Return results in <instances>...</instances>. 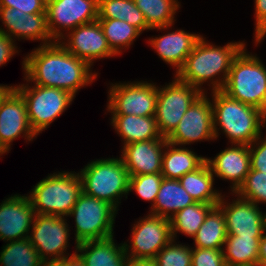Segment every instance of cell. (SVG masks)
Listing matches in <instances>:
<instances>
[{
    "label": "cell",
    "mask_w": 266,
    "mask_h": 266,
    "mask_svg": "<svg viewBox=\"0 0 266 266\" xmlns=\"http://www.w3.org/2000/svg\"><path fill=\"white\" fill-rule=\"evenodd\" d=\"M59 43L91 66L97 59L117 56L109 47L98 20L70 30L62 36Z\"/></svg>",
    "instance_id": "15"
},
{
    "label": "cell",
    "mask_w": 266,
    "mask_h": 266,
    "mask_svg": "<svg viewBox=\"0 0 266 266\" xmlns=\"http://www.w3.org/2000/svg\"><path fill=\"white\" fill-rule=\"evenodd\" d=\"M16 53L18 50L15 41L5 33L0 32V66L2 67L11 60Z\"/></svg>",
    "instance_id": "42"
},
{
    "label": "cell",
    "mask_w": 266,
    "mask_h": 266,
    "mask_svg": "<svg viewBox=\"0 0 266 266\" xmlns=\"http://www.w3.org/2000/svg\"><path fill=\"white\" fill-rule=\"evenodd\" d=\"M246 46L234 58L222 91L242 103L260 108L266 94V66Z\"/></svg>",
    "instance_id": "6"
},
{
    "label": "cell",
    "mask_w": 266,
    "mask_h": 266,
    "mask_svg": "<svg viewBox=\"0 0 266 266\" xmlns=\"http://www.w3.org/2000/svg\"><path fill=\"white\" fill-rule=\"evenodd\" d=\"M127 266H158L154 259H129Z\"/></svg>",
    "instance_id": "45"
},
{
    "label": "cell",
    "mask_w": 266,
    "mask_h": 266,
    "mask_svg": "<svg viewBox=\"0 0 266 266\" xmlns=\"http://www.w3.org/2000/svg\"><path fill=\"white\" fill-rule=\"evenodd\" d=\"M113 237L85 241L77 244L76 252L84 260L86 266H127L129 259L123 243L117 245Z\"/></svg>",
    "instance_id": "23"
},
{
    "label": "cell",
    "mask_w": 266,
    "mask_h": 266,
    "mask_svg": "<svg viewBox=\"0 0 266 266\" xmlns=\"http://www.w3.org/2000/svg\"><path fill=\"white\" fill-rule=\"evenodd\" d=\"M227 238L226 223L222 210L214 206L193 238L198 248L223 249Z\"/></svg>",
    "instance_id": "29"
},
{
    "label": "cell",
    "mask_w": 266,
    "mask_h": 266,
    "mask_svg": "<svg viewBox=\"0 0 266 266\" xmlns=\"http://www.w3.org/2000/svg\"><path fill=\"white\" fill-rule=\"evenodd\" d=\"M35 214L27 195L6 198L0 204V239L10 242L28 238Z\"/></svg>",
    "instance_id": "18"
},
{
    "label": "cell",
    "mask_w": 266,
    "mask_h": 266,
    "mask_svg": "<svg viewBox=\"0 0 266 266\" xmlns=\"http://www.w3.org/2000/svg\"><path fill=\"white\" fill-rule=\"evenodd\" d=\"M0 20L6 27H0V32L13 40H39L41 46L55 42L48 30L46 13L25 14L15 8L0 7Z\"/></svg>",
    "instance_id": "19"
},
{
    "label": "cell",
    "mask_w": 266,
    "mask_h": 266,
    "mask_svg": "<svg viewBox=\"0 0 266 266\" xmlns=\"http://www.w3.org/2000/svg\"><path fill=\"white\" fill-rule=\"evenodd\" d=\"M205 39L203 36L200 38L184 65L175 73L179 80L202 93H206L202 87L204 82H210L212 92L223 89L234 58L245 47L244 41L229 42L221 47Z\"/></svg>",
    "instance_id": "2"
},
{
    "label": "cell",
    "mask_w": 266,
    "mask_h": 266,
    "mask_svg": "<svg viewBox=\"0 0 266 266\" xmlns=\"http://www.w3.org/2000/svg\"><path fill=\"white\" fill-rule=\"evenodd\" d=\"M21 135L28 141L37 138L29 124L26 103L14 88L0 105V146L8 153L11 143Z\"/></svg>",
    "instance_id": "17"
},
{
    "label": "cell",
    "mask_w": 266,
    "mask_h": 266,
    "mask_svg": "<svg viewBox=\"0 0 266 266\" xmlns=\"http://www.w3.org/2000/svg\"><path fill=\"white\" fill-rule=\"evenodd\" d=\"M91 65L67 51L59 41L39 45L23 58L24 79L31 84L55 87L75 97L81 87L95 81Z\"/></svg>",
    "instance_id": "1"
},
{
    "label": "cell",
    "mask_w": 266,
    "mask_h": 266,
    "mask_svg": "<svg viewBox=\"0 0 266 266\" xmlns=\"http://www.w3.org/2000/svg\"><path fill=\"white\" fill-rule=\"evenodd\" d=\"M62 171L49 174L27 194L36 214L68 217L82 192L79 173Z\"/></svg>",
    "instance_id": "4"
},
{
    "label": "cell",
    "mask_w": 266,
    "mask_h": 266,
    "mask_svg": "<svg viewBox=\"0 0 266 266\" xmlns=\"http://www.w3.org/2000/svg\"><path fill=\"white\" fill-rule=\"evenodd\" d=\"M45 12L49 33L59 41L64 31L98 19V0H47Z\"/></svg>",
    "instance_id": "13"
},
{
    "label": "cell",
    "mask_w": 266,
    "mask_h": 266,
    "mask_svg": "<svg viewBox=\"0 0 266 266\" xmlns=\"http://www.w3.org/2000/svg\"><path fill=\"white\" fill-rule=\"evenodd\" d=\"M260 238L227 235L223 246L226 265H258Z\"/></svg>",
    "instance_id": "31"
},
{
    "label": "cell",
    "mask_w": 266,
    "mask_h": 266,
    "mask_svg": "<svg viewBox=\"0 0 266 266\" xmlns=\"http://www.w3.org/2000/svg\"><path fill=\"white\" fill-rule=\"evenodd\" d=\"M108 45L116 54H122V50L128 49L136 38L142 33L126 21L119 19H97Z\"/></svg>",
    "instance_id": "33"
},
{
    "label": "cell",
    "mask_w": 266,
    "mask_h": 266,
    "mask_svg": "<svg viewBox=\"0 0 266 266\" xmlns=\"http://www.w3.org/2000/svg\"><path fill=\"white\" fill-rule=\"evenodd\" d=\"M236 197L232 202H226L225 195H222L217 205L224 215L227 235L262 237L265 230V213L260 211L257 204Z\"/></svg>",
    "instance_id": "16"
},
{
    "label": "cell",
    "mask_w": 266,
    "mask_h": 266,
    "mask_svg": "<svg viewBox=\"0 0 266 266\" xmlns=\"http://www.w3.org/2000/svg\"><path fill=\"white\" fill-rule=\"evenodd\" d=\"M213 175L229 180L232 193L244 182L250 172V151L248 145L232 144L220 151L215 158H206Z\"/></svg>",
    "instance_id": "21"
},
{
    "label": "cell",
    "mask_w": 266,
    "mask_h": 266,
    "mask_svg": "<svg viewBox=\"0 0 266 266\" xmlns=\"http://www.w3.org/2000/svg\"><path fill=\"white\" fill-rule=\"evenodd\" d=\"M207 157L198 156L185 146L173 145L169 142L165 144L162 155L161 174L166 179L179 180L188 172L198 169Z\"/></svg>",
    "instance_id": "25"
},
{
    "label": "cell",
    "mask_w": 266,
    "mask_h": 266,
    "mask_svg": "<svg viewBox=\"0 0 266 266\" xmlns=\"http://www.w3.org/2000/svg\"><path fill=\"white\" fill-rule=\"evenodd\" d=\"M161 87L158 86L155 119L160 135L167 138L202 92L176 76L171 83Z\"/></svg>",
    "instance_id": "9"
},
{
    "label": "cell",
    "mask_w": 266,
    "mask_h": 266,
    "mask_svg": "<svg viewBox=\"0 0 266 266\" xmlns=\"http://www.w3.org/2000/svg\"><path fill=\"white\" fill-rule=\"evenodd\" d=\"M201 37L202 35L177 29L159 37L149 38L148 44L166 64L176 67L177 73Z\"/></svg>",
    "instance_id": "22"
},
{
    "label": "cell",
    "mask_w": 266,
    "mask_h": 266,
    "mask_svg": "<svg viewBox=\"0 0 266 266\" xmlns=\"http://www.w3.org/2000/svg\"><path fill=\"white\" fill-rule=\"evenodd\" d=\"M192 251L189 245L177 244L172 239L164 248H162L154 260L158 266H192Z\"/></svg>",
    "instance_id": "36"
},
{
    "label": "cell",
    "mask_w": 266,
    "mask_h": 266,
    "mask_svg": "<svg viewBox=\"0 0 266 266\" xmlns=\"http://www.w3.org/2000/svg\"><path fill=\"white\" fill-rule=\"evenodd\" d=\"M195 200L180 184L179 180L163 178L154 205L149 214L170 219Z\"/></svg>",
    "instance_id": "26"
},
{
    "label": "cell",
    "mask_w": 266,
    "mask_h": 266,
    "mask_svg": "<svg viewBox=\"0 0 266 266\" xmlns=\"http://www.w3.org/2000/svg\"><path fill=\"white\" fill-rule=\"evenodd\" d=\"M15 88V86L11 85H1L0 84V105L4 101V99L7 97V95Z\"/></svg>",
    "instance_id": "46"
},
{
    "label": "cell",
    "mask_w": 266,
    "mask_h": 266,
    "mask_svg": "<svg viewBox=\"0 0 266 266\" xmlns=\"http://www.w3.org/2000/svg\"><path fill=\"white\" fill-rule=\"evenodd\" d=\"M131 231L130 245L123 243L128 259H154L173 239L170 219L149 213L140 218Z\"/></svg>",
    "instance_id": "11"
},
{
    "label": "cell",
    "mask_w": 266,
    "mask_h": 266,
    "mask_svg": "<svg viewBox=\"0 0 266 266\" xmlns=\"http://www.w3.org/2000/svg\"><path fill=\"white\" fill-rule=\"evenodd\" d=\"M167 142L186 146L206 140H216L213 127V111L207 92L202 93L188 108Z\"/></svg>",
    "instance_id": "14"
},
{
    "label": "cell",
    "mask_w": 266,
    "mask_h": 266,
    "mask_svg": "<svg viewBox=\"0 0 266 266\" xmlns=\"http://www.w3.org/2000/svg\"><path fill=\"white\" fill-rule=\"evenodd\" d=\"M15 89L26 103L29 124L36 135L48 128L75 99L69 92L55 87L27 83L15 85Z\"/></svg>",
    "instance_id": "8"
},
{
    "label": "cell",
    "mask_w": 266,
    "mask_h": 266,
    "mask_svg": "<svg viewBox=\"0 0 266 266\" xmlns=\"http://www.w3.org/2000/svg\"><path fill=\"white\" fill-rule=\"evenodd\" d=\"M265 230H266V213H265Z\"/></svg>",
    "instance_id": "51"
},
{
    "label": "cell",
    "mask_w": 266,
    "mask_h": 266,
    "mask_svg": "<svg viewBox=\"0 0 266 266\" xmlns=\"http://www.w3.org/2000/svg\"><path fill=\"white\" fill-rule=\"evenodd\" d=\"M98 19H119L137 28L141 33L151 30L143 13L133 0H98Z\"/></svg>",
    "instance_id": "30"
},
{
    "label": "cell",
    "mask_w": 266,
    "mask_h": 266,
    "mask_svg": "<svg viewBox=\"0 0 266 266\" xmlns=\"http://www.w3.org/2000/svg\"><path fill=\"white\" fill-rule=\"evenodd\" d=\"M250 151V170H258L266 173V136H259L249 145Z\"/></svg>",
    "instance_id": "39"
},
{
    "label": "cell",
    "mask_w": 266,
    "mask_h": 266,
    "mask_svg": "<svg viewBox=\"0 0 266 266\" xmlns=\"http://www.w3.org/2000/svg\"><path fill=\"white\" fill-rule=\"evenodd\" d=\"M261 119L263 120L264 124L266 125V94L264 100L259 108Z\"/></svg>",
    "instance_id": "47"
},
{
    "label": "cell",
    "mask_w": 266,
    "mask_h": 266,
    "mask_svg": "<svg viewBox=\"0 0 266 266\" xmlns=\"http://www.w3.org/2000/svg\"><path fill=\"white\" fill-rule=\"evenodd\" d=\"M6 152L2 149V147L0 146V157L1 155L5 154Z\"/></svg>",
    "instance_id": "49"
},
{
    "label": "cell",
    "mask_w": 266,
    "mask_h": 266,
    "mask_svg": "<svg viewBox=\"0 0 266 266\" xmlns=\"http://www.w3.org/2000/svg\"><path fill=\"white\" fill-rule=\"evenodd\" d=\"M215 176L205 161L198 169L183 175L179 182L195 202L217 206L222 193L213 189Z\"/></svg>",
    "instance_id": "27"
},
{
    "label": "cell",
    "mask_w": 266,
    "mask_h": 266,
    "mask_svg": "<svg viewBox=\"0 0 266 266\" xmlns=\"http://www.w3.org/2000/svg\"><path fill=\"white\" fill-rule=\"evenodd\" d=\"M39 266H62V259L41 261Z\"/></svg>",
    "instance_id": "48"
},
{
    "label": "cell",
    "mask_w": 266,
    "mask_h": 266,
    "mask_svg": "<svg viewBox=\"0 0 266 266\" xmlns=\"http://www.w3.org/2000/svg\"><path fill=\"white\" fill-rule=\"evenodd\" d=\"M108 94L111 115L155 116L158 86L153 82L112 83Z\"/></svg>",
    "instance_id": "10"
},
{
    "label": "cell",
    "mask_w": 266,
    "mask_h": 266,
    "mask_svg": "<svg viewBox=\"0 0 266 266\" xmlns=\"http://www.w3.org/2000/svg\"><path fill=\"white\" fill-rule=\"evenodd\" d=\"M264 264H266V230H264L260 238L258 254V265L263 266Z\"/></svg>",
    "instance_id": "44"
},
{
    "label": "cell",
    "mask_w": 266,
    "mask_h": 266,
    "mask_svg": "<svg viewBox=\"0 0 266 266\" xmlns=\"http://www.w3.org/2000/svg\"><path fill=\"white\" fill-rule=\"evenodd\" d=\"M47 0H0V7L15 8L25 14L46 13Z\"/></svg>",
    "instance_id": "40"
},
{
    "label": "cell",
    "mask_w": 266,
    "mask_h": 266,
    "mask_svg": "<svg viewBox=\"0 0 266 266\" xmlns=\"http://www.w3.org/2000/svg\"><path fill=\"white\" fill-rule=\"evenodd\" d=\"M255 2V45L260 44L266 36V0Z\"/></svg>",
    "instance_id": "41"
},
{
    "label": "cell",
    "mask_w": 266,
    "mask_h": 266,
    "mask_svg": "<svg viewBox=\"0 0 266 266\" xmlns=\"http://www.w3.org/2000/svg\"><path fill=\"white\" fill-rule=\"evenodd\" d=\"M143 13L147 26L157 31L167 30L174 25L176 11L180 8L178 0H133Z\"/></svg>",
    "instance_id": "28"
},
{
    "label": "cell",
    "mask_w": 266,
    "mask_h": 266,
    "mask_svg": "<svg viewBox=\"0 0 266 266\" xmlns=\"http://www.w3.org/2000/svg\"><path fill=\"white\" fill-rule=\"evenodd\" d=\"M163 178L161 173L130 176L129 192L134 190L139 197L150 201L153 206Z\"/></svg>",
    "instance_id": "37"
},
{
    "label": "cell",
    "mask_w": 266,
    "mask_h": 266,
    "mask_svg": "<svg viewBox=\"0 0 266 266\" xmlns=\"http://www.w3.org/2000/svg\"><path fill=\"white\" fill-rule=\"evenodd\" d=\"M41 261L28 238L10 241L0 252V266H39Z\"/></svg>",
    "instance_id": "34"
},
{
    "label": "cell",
    "mask_w": 266,
    "mask_h": 266,
    "mask_svg": "<svg viewBox=\"0 0 266 266\" xmlns=\"http://www.w3.org/2000/svg\"><path fill=\"white\" fill-rule=\"evenodd\" d=\"M213 127L217 140L219 129L231 144H252L266 127L259 109L229 97L222 90L211 92ZM219 126V128H218Z\"/></svg>",
    "instance_id": "3"
},
{
    "label": "cell",
    "mask_w": 266,
    "mask_h": 266,
    "mask_svg": "<svg viewBox=\"0 0 266 266\" xmlns=\"http://www.w3.org/2000/svg\"><path fill=\"white\" fill-rule=\"evenodd\" d=\"M78 173L83 193L106 201L117 210L122 196L127 198L130 176L121 157L91 161Z\"/></svg>",
    "instance_id": "5"
},
{
    "label": "cell",
    "mask_w": 266,
    "mask_h": 266,
    "mask_svg": "<svg viewBox=\"0 0 266 266\" xmlns=\"http://www.w3.org/2000/svg\"><path fill=\"white\" fill-rule=\"evenodd\" d=\"M192 266H226L223 249L193 247Z\"/></svg>",
    "instance_id": "38"
},
{
    "label": "cell",
    "mask_w": 266,
    "mask_h": 266,
    "mask_svg": "<svg viewBox=\"0 0 266 266\" xmlns=\"http://www.w3.org/2000/svg\"><path fill=\"white\" fill-rule=\"evenodd\" d=\"M66 221L65 217L35 214L28 239L42 261L60 260L70 256L66 253L70 237V227Z\"/></svg>",
    "instance_id": "12"
},
{
    "label": "cell",
    "mask_w": 266,
    "mask_h": 266,
    "mask_svg": "<svg viewBox=\"0 0 266 266\" xmlns=\"http://www.w3.org/2000/svg\"><path fill=\"white\" fill-rule=\"evenodd\" d=\"M226 266H259V265H226Z\"/></svg>",
    "instance_id": "50"
},
{
    "label": "cell",
    "mask_w": 266,
    "mask_h": 266,
    "mask_svg": "<svg viewBox=\"0 0 266 266\" xmlns=\"http://www.w3.org/2000/svg\"><path fill=\"white\" fill-rule=\"evenodd\" d=\"M235 193V194H234ZM232 195L238 196L257 205L266 204V173L250 170L244 182Z\"/></svg>",
    "instance_id": "35"
},
{
    "label": "cell",
    "mask_w": 266,
    "mask_h": 266,
    "mask_svg": "<svg viewBox=\"0 0 266 266\" xmlns=\"http://www.w3.org/2000/svg\"><path fill=\"white\" fill-rule=\"evenodd\" d=\"M74 248V253L70 254V256L62 258V266H86L84 260L76 252V246Z\"/></svg>",
    "instance_id": "43"
},
{
    "label": "cell",
    "mask_w": 266,
    "mask_h": 266,
    "mask_svg": "<svg viewBox=\"0 0 266 266\" xmlns=\"http://www.w3.org/2000/svg\"><path fill=\"white\" fill-rule=\"evenodd\" d=\"M166 143V138L161 137L122 146L120 155L129 176L161 173Z\"/></svg>",
    "instance_id": "20"
},
{
    "label": "cell",
    "mask_w": 266,
    "mask_h": 266,
    "mask_svg": "<svg viewBox=\"0 0 266 266\" xmlns=\"http://www.w3.org/2000/svg\"><path fill=\"white\" fill-rule=\"evenodd\" d=\"M213 207V204L195 202L174 214L170 218L173 239L177 238L178 232L193 239Z\"/></svg>",
    "instance_id": "32"
},
{
    "label": "cell",
    "mask_w": 266,
    "mask_h": 266,
    "mask_svg": "<svg viewBox=\"0 0 266 266\" xmlns=\"http://www.w3.org/2000/svg\"><path fill=\"white\" fill-rule=\"evenodd\" d=\"M117 212L110 203L81 192L68 215L75 219V245L114 237Z\"/></svg>",
    "instance_id": "7"
},
{
    "label": "cell",
    "mask_w": 266,
    "mask_h": 266,
    "mask_svg": "<svg viewBox=\"0 0 266 266\" xmlns=\"http://www.w3.org/2000/svg\"><path fill=\"white\" fill-rule=\"evenodd\" d=\"M111 124L116 133L122 137V144L160 139L155 116L112 115Z\"/></svg>",
    "instance_id": "24"
}]
</instances>
